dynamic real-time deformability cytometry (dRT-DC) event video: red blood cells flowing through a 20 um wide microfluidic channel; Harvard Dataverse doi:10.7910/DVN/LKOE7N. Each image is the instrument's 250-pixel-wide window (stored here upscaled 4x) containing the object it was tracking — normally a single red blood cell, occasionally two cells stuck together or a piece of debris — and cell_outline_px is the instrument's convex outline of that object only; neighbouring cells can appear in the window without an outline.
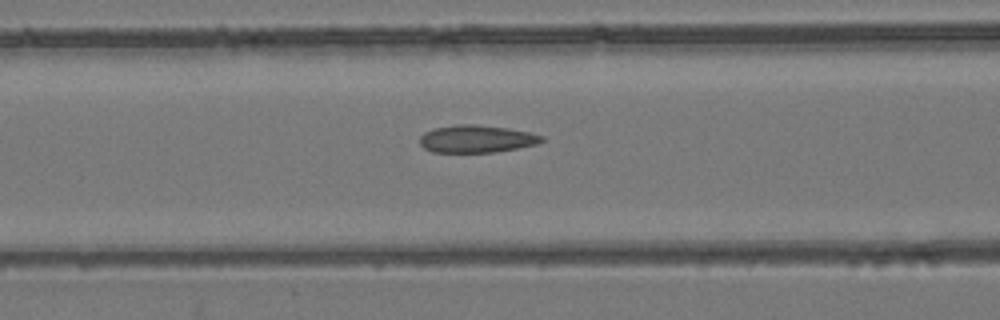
{"species": "common noctule bat (a hibernating species)", "species_latin": "Nyctalus noctula", "temperature_condition": "room temperature", "stored_images_in_passage": 39, "camera_frame_rate_fps": 3000, "um_per_image_px": 0.085, "animal": {"sex": "female", "body_mass_g": 24.6, "forearm_length_mm": 56.2}, "frame": {"image": 1, "passage_image": 17, "time_ms": 5.333, "image_size_px": [1000, 320], "cell_outline_px": [[544, 140], [536, 144], [516, 148], [492, 152], [432, 152], [424, 148], [420, 144], [420, 136], [424, 132], [432, 128], [456, 124], [472, 124], [508, 128], [528, 132], [544, 136]], "centroid_in_image_um": [40.46, 11.79], "position_along_channel_um": 126.1, "area_um2": 19.48}}
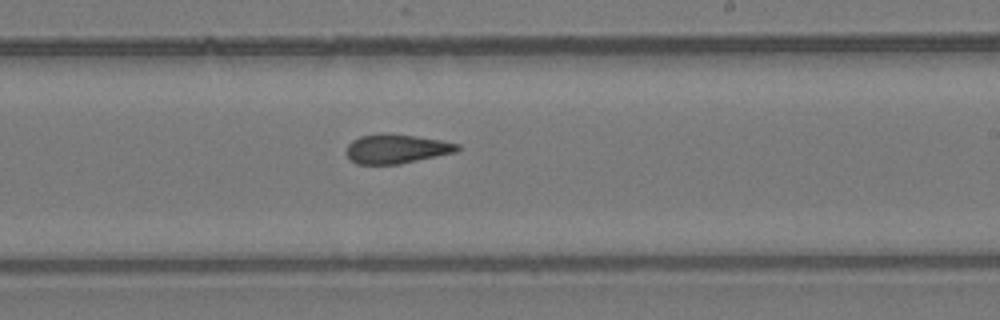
{"frame": {"image": 2, "passage_image": 27, "time_ms": 8.667, "image_size_px": [1000, 320], "cell_outline_px": [[460, 148], [456, 152], [400, 164], [356, 164], [348, 156], [348, 144], [352, 140], [360, 136], [416, 136], [440, 140], [460, 144]], "centroid_in_image_um": [33.75, 12.69], "position_along_channel_um": 255.3, "area_um2": 18.09}}
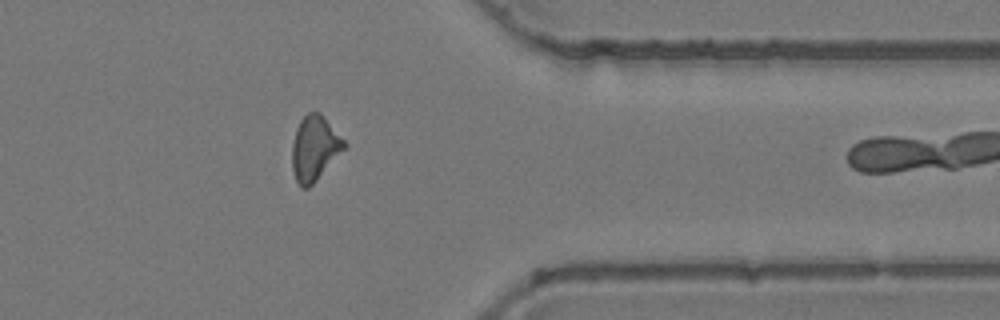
{"frame": {"image": 3, "passage_image": 38, "time_ms": 12.333, "image_size_px": [1000, 320], "cell_outline_px": [[348, 144], [316, 180], [308, 188], [300, 188], [296, 180], [292, 168], [292, 144], [296, 128], [300, 120], [308, 112], [320, 112]], "centroid_in_image_um": [26.72, 12.59], "position_along_channel_um": 384.7, "area_um2": 19.48}}